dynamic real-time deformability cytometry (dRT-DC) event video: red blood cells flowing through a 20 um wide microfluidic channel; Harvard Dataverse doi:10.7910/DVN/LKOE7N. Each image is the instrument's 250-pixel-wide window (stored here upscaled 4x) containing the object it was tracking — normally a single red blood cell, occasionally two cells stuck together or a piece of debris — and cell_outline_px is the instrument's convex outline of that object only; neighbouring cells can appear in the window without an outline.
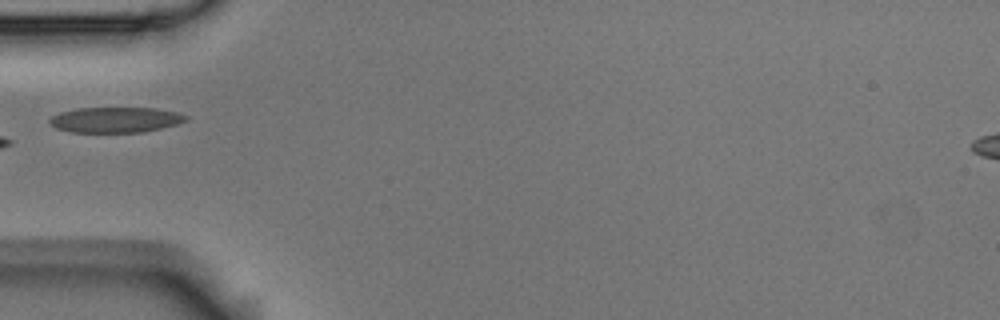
{"species": "Egyptian fruit bat (a non-hibernating species)", "species_latin": "Rousettus aegyptiacus", "temperature_condition": "room temperature", "stored_images_in_passage": 4, "camera_frame_rate_fps": 3000, "um_per_image_px": 0.085, "animal": {"sex": "male"}, "frame": {"image": 1, "passage_image": 4, "time_ms": 1.0, "image_size_px": [1000, 320], "cell_outline_px": [[188, 120], [176, 124], [160, 128], [140, 132], [72, 132], [56, 128], [48, 120], [52, 116], [60, 112], [76, 108], [156, 108], [180, 112], [188, 116]], "centroid_in_image_um": [9.84, 10.17], "position_along_channel_um": 75.2, "area_um2": 20.17}}